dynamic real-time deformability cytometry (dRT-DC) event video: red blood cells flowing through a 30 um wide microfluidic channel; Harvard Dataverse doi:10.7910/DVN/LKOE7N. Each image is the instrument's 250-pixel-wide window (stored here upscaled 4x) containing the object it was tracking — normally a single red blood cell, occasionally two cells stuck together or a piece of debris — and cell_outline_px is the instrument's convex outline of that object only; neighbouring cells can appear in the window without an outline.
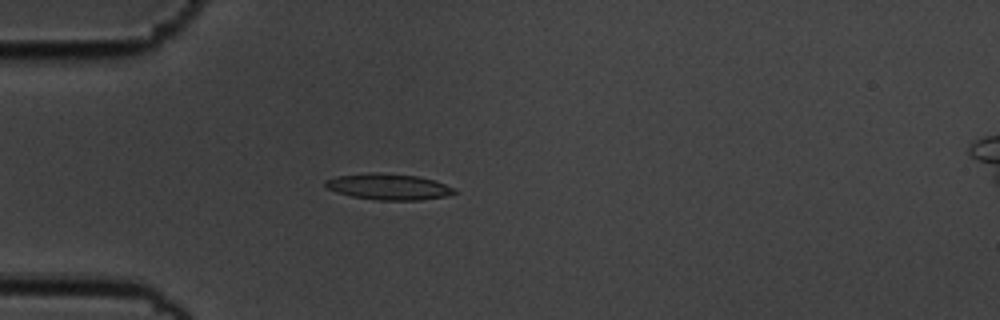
{"species": "common noctule bat (a hibernating species)", "species_latin": "Nyctalus noctula", "temperature_condition": "cold", "stored_images_in_passage": 54, "camera_frame_rate_fps": 3000, "um_per_image_px": 0.085, "animal": {"sex": "male", "body_mass_g": 19.5, "forearm_length_mm": 54.6}, "frame": {"image": 1, "passage_image": 14, "time_ms": 4.333, "image_size_px": [1000, 320], "cell_outline_px": [[460, 192], [448, 196], [420, 200], [376, 200], [352, 196], [336, 192], [328, 188], [324, 184], [324, 180], [336, 176], [368, 172], [380, 172], [416, 176], [432, 180], [456, 188]], "centroid_in_image_um": [33.04, 15.87], "position_along_channel_um": 52.0, "area_um2": 19.77}}
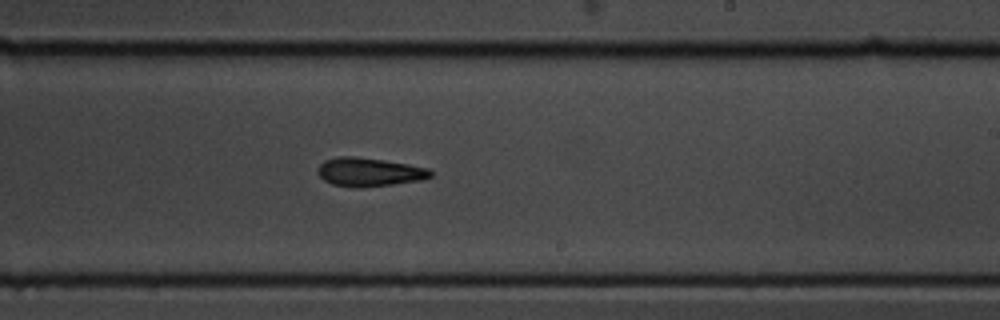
{"frame": {"image": 2, "passage_image": 32, "time_ms": 10.333, "image_size_px": [1000, 320], "cell_outline_px": [[432, 176], [424, 180], [360, 188], [356, 188], [332, 184], [324, 180], [316, 172], [316, 168], [324, 160], [336, 156], [356, 156], [384, 160], [408, 164], [428, 168], [432, 172]], "centroid_in_image_um": [31.36, 14.62], "position_along_channel_um": 257.6, "area_um2": 19.07}}
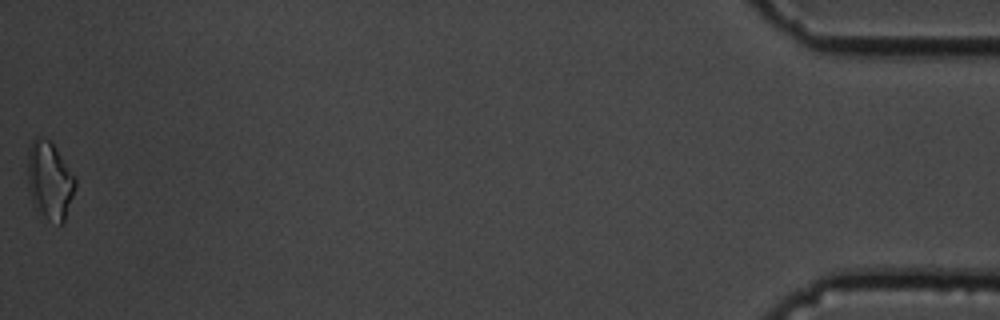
{"frame": {"image": 3, "passage_image": 54, "time_ms": 17.667, "image_size_px": [1000, 320], "cell_outline_px": [[76, 184], [64, 220], [60, 224], [48, 220], [32, 204], [28, 188], [28, 148], [32, 140], [36, 136], [40, 136], [52, 140], [76, 176]], "centroid_in_image_um": [4.22, 15.27], "position_along_channel_um": 431.0, "area_um2": 21.91}, "authors_computed_cell_mechanics": {"area_um2": 18.4382, "velocity_mm_per_s": 3.6146, "shape_relaxation_time_tau1_ms": 4.267, "shape_relaxation_time_tau2_ms": null, "deformation_change_tau1": 0.1213, "deformation_change_tau2": null}}